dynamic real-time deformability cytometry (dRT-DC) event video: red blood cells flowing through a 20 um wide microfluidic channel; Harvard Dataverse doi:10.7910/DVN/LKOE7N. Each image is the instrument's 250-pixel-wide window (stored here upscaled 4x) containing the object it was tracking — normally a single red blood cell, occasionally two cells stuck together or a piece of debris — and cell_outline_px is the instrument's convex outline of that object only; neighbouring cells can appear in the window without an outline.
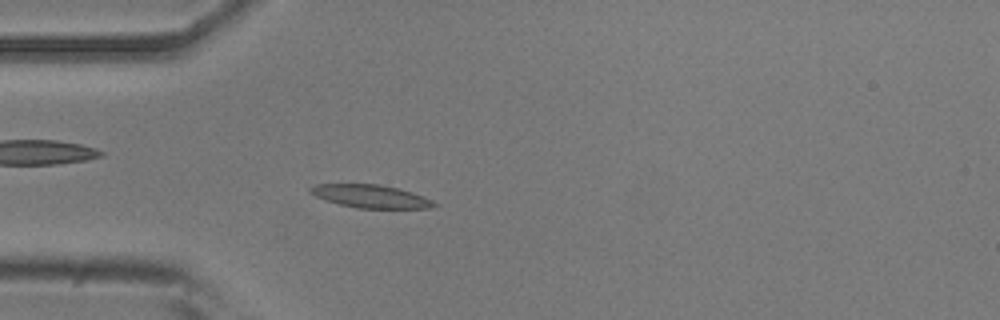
{"species": "common noctule bat (a hibernating species)", "species_latin": "Nyctalus noctula", "temperature_condition": "room temperature", "stored_images_in_passage": 51, "camera_frame_rate_fps": 3000, "um_per_image_px": 0.085, "animal": {"sex": "male", "body_mass_g": 20.5, "forearm_length_mm": 52.5}, "frame": {"image": 1, "passage_image": 14, "time_ms": 4.333, "image_size_px": [1000, 320], "cell_outline_px": [[440, 204], [428, 208], [356, 208], [324, 200], [308, 192], [308, 188], [316, 184], [380, 184], [412, 192], [424, 196]], "centroid_in_image_um": [31.5, 16.68], "position_along_channel_um": 53.5, "area_um2": 16.65}}
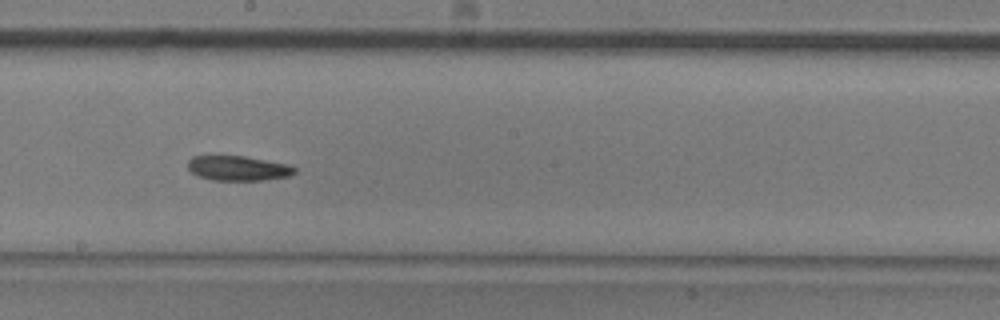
{"frame": {"image": 2, "passage_image": 28, "time_ms": 9.0, "image_size_px": [1000, 320], "cell_outline_px": [[296, 172], [288, 176], [264, 180], [212, 180], [200, 176], [192, 172], [188, 168], [188, 160], [192, 156], [244, 156], [288, 164], [296, 168]], "centroid_in_image_um": [20.24, 14.3], "position_along_channel_um": 228.0, "area_um2": 15.32}}
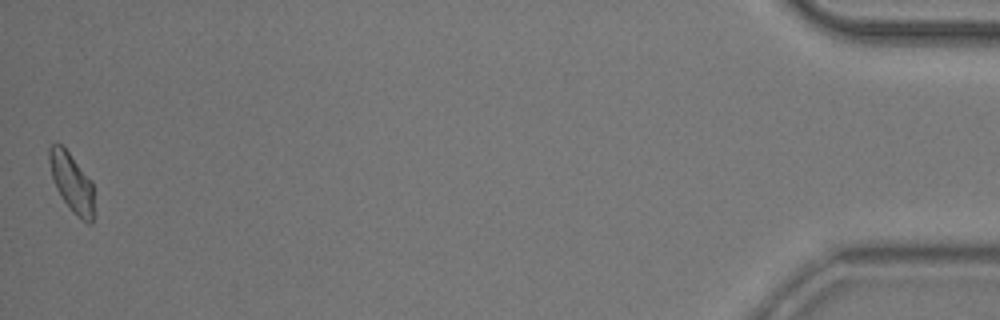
{"frame": {"image": 3, "passage_image": 51, "time_ms": 16.667, "image_size_px": [1000, 320], "cell_outline_px": [[92, 224], [88, 224], [76, 216], [72, 212], [56, 188], [52, 176], [48, 160], [48, 148], [52, 144], [60, 144], [68, 152], [92, 180]], "centroid_in_image_um": [6.08, 15.5], "position_along_channel_um": 429.1, "area_um2": 15.09}, "authors_computed_cell_mechanics": {"area_um2": 16.1262, "velocity_mm_per_s": 3.8679, "shape_relaxation_time_tau1_ms": 8.9364, "shape_relaxation_time_tau2_ms": null, "deformation_change_tau1": 0.2071, "deformation_change_tau2": null}}